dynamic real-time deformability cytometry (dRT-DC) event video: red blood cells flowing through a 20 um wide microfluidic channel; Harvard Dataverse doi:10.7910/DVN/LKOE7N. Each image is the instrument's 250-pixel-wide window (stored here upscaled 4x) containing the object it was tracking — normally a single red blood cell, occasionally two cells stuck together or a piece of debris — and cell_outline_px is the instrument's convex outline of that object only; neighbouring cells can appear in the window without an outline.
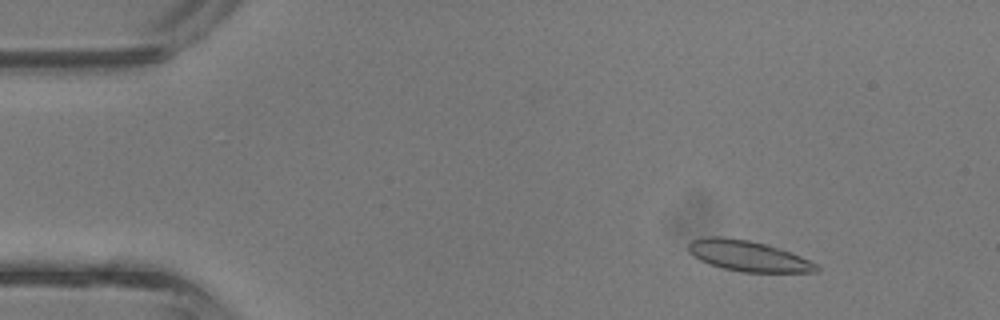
{"species": "common noctule bat (a hibernating species)", "species_latin": "Nyctalus noctula", "temperature_condition": "room temperature", "stored_images_in_passage": 3, "camera_frame_rate_fps": 3000, "um_per_image_px": 0.085, "animal": {"sex": "male", "body_mass_g": 13.3}, "frame": {"image": 1, "passage_image": 1, "time_ms": 0.0, "image_size_px": [1000, 320], "cell_outline_px": [[820, 268], [816, 272], [744, 272], [720, 268], [708, 264], [700, 260], [688, 252], [688, 244], [692, 240], [708, 236], [720, 236], [748, 240], [764, 244], [800, 256], [816, 264]], "centroid_in_image_um": [63.53, 21.76], "position_along_channel_um": 21.5, "area_um2": 22.66}}
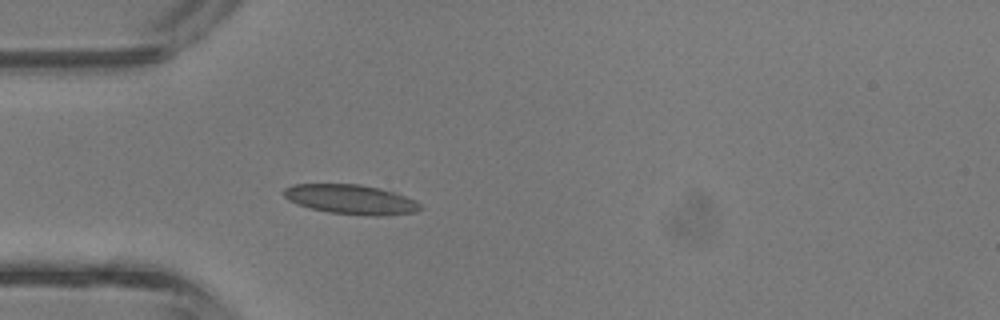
{"frame": {"image": 2, "passage_image": 3, "time_ms": 0.667, "image_size_px": [1000, 320], "cell_outline_px": [[424, 208], [416, 212], [384, 216], [372, 216], [328, 212], [296, 204], [288, 200], [280, 192], [284, 188], [292, 184], [360, 184], [380, 188], [396, 192], [416, 200]], "centroid_in_image_um": [29.84, 16.95], "position_along_channel_um": 55.2, "area_um2": 23.87}}